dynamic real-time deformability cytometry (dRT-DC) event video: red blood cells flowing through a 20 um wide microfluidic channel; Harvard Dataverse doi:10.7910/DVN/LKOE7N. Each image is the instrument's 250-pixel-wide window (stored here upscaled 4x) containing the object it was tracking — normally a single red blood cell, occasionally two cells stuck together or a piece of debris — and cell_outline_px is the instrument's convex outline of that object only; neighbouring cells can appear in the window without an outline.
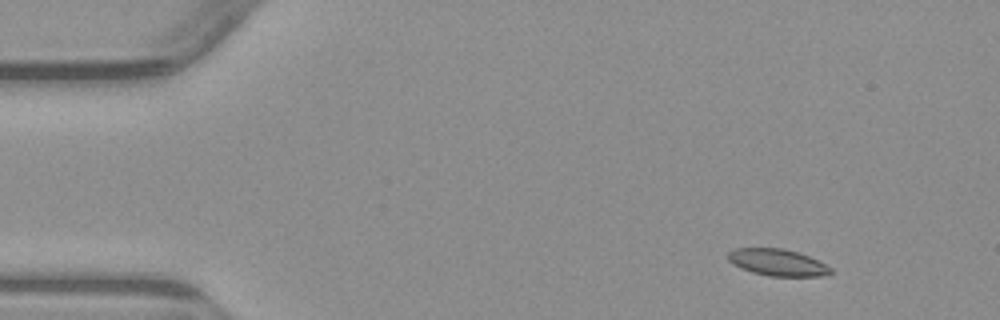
{"species": "common noctule bat (a hibernating species)", "species_latin": "Nyctalus noctula", "temperature_condition": "warm", "stored_images_in_passage": 5, "segment_of_instrument_passage": [1, 2], "camera_frame_rate_fps": 3000, "um_per_image_px": 0.085, "animal": {"sex": "male", "body_mass_g": 23.1, "forearm_length_mm": 52.7}, "frame": {"image": 1, "passage_image": 2, "time_ms": 1.667, "image_size_px": [1000, 320], "cell_outline_px": [[832, 272], [824, 276], [768, 276], [752, 272], [740, 268], [728, 260], [728, 252], [732, 248], [780, 248], [796, 252], [820, 260], [832, 268]], "centroid_in_image_um": [66.09, 22.31], "position_along_channel_um": 18.9, "area_um2": 16.07}}